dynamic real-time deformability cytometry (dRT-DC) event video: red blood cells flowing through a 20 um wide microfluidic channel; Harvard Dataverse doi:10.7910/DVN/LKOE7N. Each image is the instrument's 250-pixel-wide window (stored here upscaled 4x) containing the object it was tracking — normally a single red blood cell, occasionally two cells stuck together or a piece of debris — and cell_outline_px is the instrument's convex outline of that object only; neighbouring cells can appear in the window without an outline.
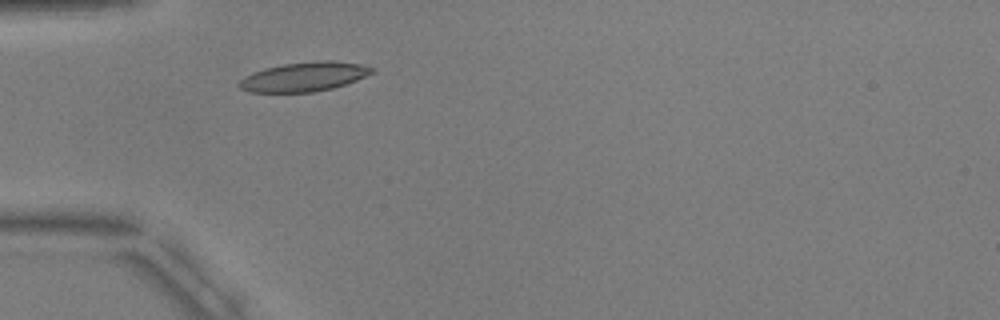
{"species": "common noctule bat (a hibernating species)", "species_latin": "Nyctalus noctula", "temperature_condition": "warm", "stored_images_in_passage": 2, "camera_frame_rate_fps": 3000, "um_per_image_px": 0.085, "animal": {"sex": "male", "body_mass_g": 17.9, "forearm_length_mm": 54.2}, "frame": {"image": 1, "passage_image": 2, "time_ms": 1.333, "image_size_px": [1000, 320], "cell_outline_px": [[376, 72], [356, 80], [332, 88], [312, 92], [248, 92], [240, 88], [236, 84], [244, 76], [252, 72], [264, 68], [284, 64], [320, 60], [332, 60], [360, 64], [376, 68]], "centroid_in_image_um": [25.84, 6.51], "position_along_channel_um": 59.2, "area_um2": 22.77}}